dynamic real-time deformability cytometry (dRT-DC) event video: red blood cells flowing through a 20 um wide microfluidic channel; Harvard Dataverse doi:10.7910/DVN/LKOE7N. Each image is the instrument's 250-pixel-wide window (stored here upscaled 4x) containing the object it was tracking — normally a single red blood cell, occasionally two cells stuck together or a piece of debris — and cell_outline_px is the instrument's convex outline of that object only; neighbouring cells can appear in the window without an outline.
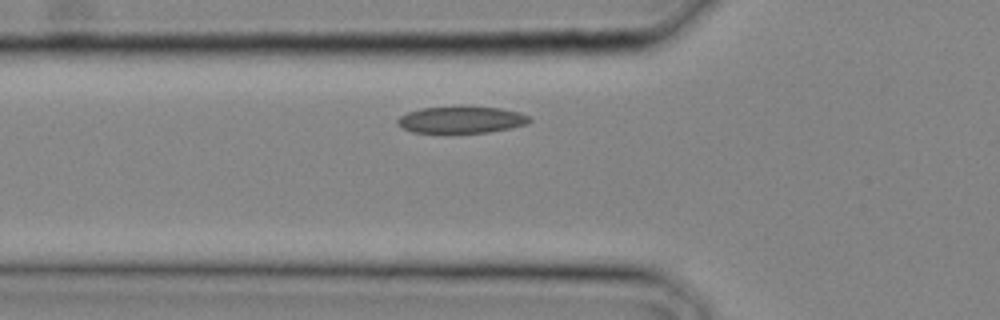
{"species": "common noctule bat (a hibernating species)", "species_latin": "Nyctalus noctula", "temperature_condition": "cold", "stored_images_in_passage": 15, "camera_frame_rate_fps": 3000, "um_per_image_px": 0.085, "animal": {"sex": "male", "body_mass_g": 20.4}, "frame": {"image": 1, "passage_image": 5, "time_ms": 1.333, "image_size_px": [1000, 320], "cell_outline_px": [[532, 120], [528, 124], [512, 128], [488, 132], [452, 136], [444, 136], [412, 132], [396, 124], [396, 120], [400, 116], [408, 112], [420, 108], [464, 104], [500, 108], [520, 112], [528, 116]], "centroid_in_image_um": [39.18, 10.2], "position_along_channel_um": 86.6, "area_um2": 22.43}}
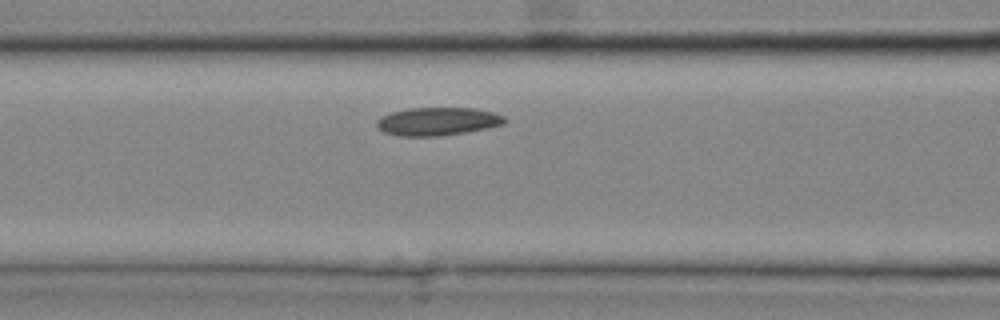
{"frame": {"image": 2, "passage_image": 7, "time_ms": 2.0, "image_size_px": [1000, 320], "cell_outline_px": [[508, 120], [504, 124], [464, 132], [440, 136], [400, 136], [384, 132], [376, 124], [376, 120], [380, 116], [392, 112], [408, 108], [476, 108], [492, 112], [504, 116]], "centroid_in_image_um": [37.19, 10.31], "position_along_channel_um": 129.4, "area_um2": 20.87}}